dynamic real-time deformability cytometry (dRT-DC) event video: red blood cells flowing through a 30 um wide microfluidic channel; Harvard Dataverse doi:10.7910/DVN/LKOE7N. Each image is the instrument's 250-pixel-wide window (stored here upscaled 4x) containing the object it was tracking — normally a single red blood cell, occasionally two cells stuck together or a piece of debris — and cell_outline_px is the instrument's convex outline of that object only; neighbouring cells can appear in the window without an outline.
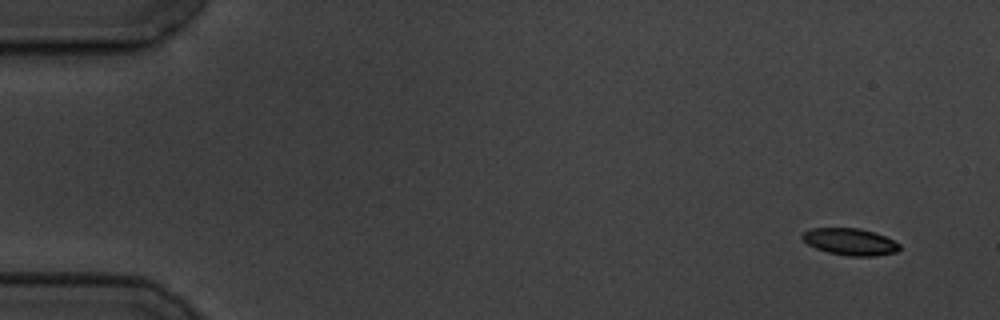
{"species": "common noctule bat (a hibernating species)", "species_latin": "Nyctalus noctula", "temperature_condition": "cold", "stored_images_in_passage": 5, "camera_frame_rate_fps": 3000, "um_per_image_px": 0.085, "animal": {"sex": "male", "body_mass_g": 19.5, "forearm_length_mm": 54.6}, "frame": {"image": 1, "passage_image": 1, "time_ms": 0.0, "image_size_px": [1000, 320], "cell_outline_px": [[900, 248], [896, 252], [876, 256], [848, 256], [828, 252], [816, 248], [808, 244], [800, 236], [804, 232], [812, 228], [860, 228], [884, 236], [900, 244]], "centroid_in_image_um": [72.25, 20.55], "position_along_channel_um": 12.7, "area_um2": 15.09}}
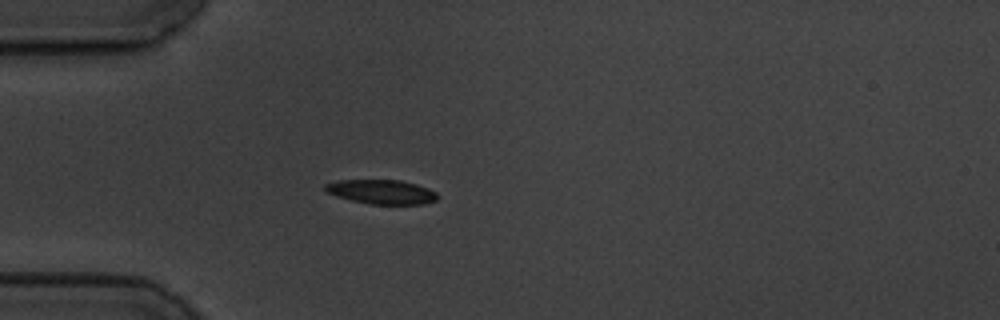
{"frame": {"image": 2, "passage_image": 5, "time_ms": 4.333, "image_size_px": [1000, 320], "cell_outline_px": [[440, 196], [436, 200], [424, 204], [368, 204], [336, 196], [328, 192], [324, 188], [324, 184], [336, 180], [400, 180], [416, 184], [428, 188], [436, 192]], "centroid_in_image_um": [32.45, 16.3], "position_along_channel_um": 52.6, "area_um2": 15.95}}